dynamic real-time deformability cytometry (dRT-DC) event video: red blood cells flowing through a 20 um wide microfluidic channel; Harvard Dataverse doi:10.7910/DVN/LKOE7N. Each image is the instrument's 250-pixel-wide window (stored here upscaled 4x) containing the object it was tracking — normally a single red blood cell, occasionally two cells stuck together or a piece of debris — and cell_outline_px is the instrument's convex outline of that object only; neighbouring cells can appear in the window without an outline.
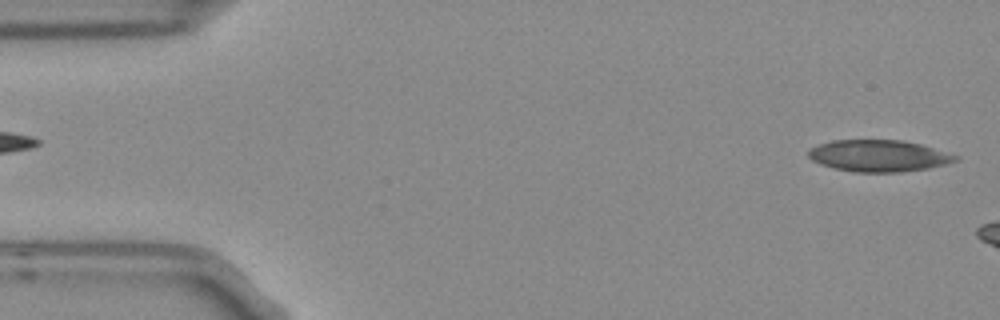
{"species": "Egyptian fruit bat (a non-hibernating species)", "species_latin": "Rousettus aegyptiacus", "temperature_condition": "room temperature", "stored_images_in_passage": 5, "segment_of_instrument_passage": [2, 2], "camera_frame_rate_fps": 3000, "um_per_image_px": 0.085, "frame": {"image": 1, "passage_image": 5, "time_ms": 1.333, "image_size_px": [1000, 320], "cell_outline_px": [[960, 156], [956, 160], [944, 164], [928, 168], [900, 172], [852, 172], [832, 168], [820, 164], [812, 160], [808, 156], [808, 148], [832, 140], [900, 140], [920, 144]], "centroid_in_image_um": [74.64, 13.24], "position_along_channel_um": 10.4, "area_um2": 27.11}}